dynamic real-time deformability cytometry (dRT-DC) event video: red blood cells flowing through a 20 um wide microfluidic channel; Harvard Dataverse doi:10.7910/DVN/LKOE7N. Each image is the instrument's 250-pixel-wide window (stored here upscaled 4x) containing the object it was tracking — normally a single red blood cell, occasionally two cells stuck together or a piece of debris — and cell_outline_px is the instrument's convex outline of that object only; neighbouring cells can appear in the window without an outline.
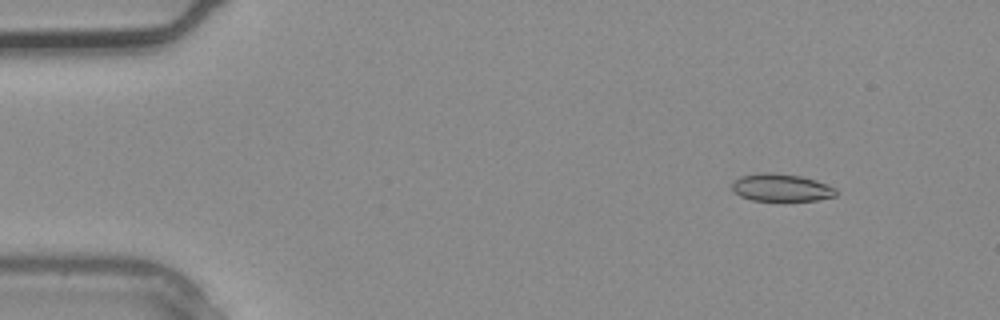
{"species": "common noctule bat (a hibernating species)", "species_latin": "Nyctalus noctula", "temperature_condition": "warm", "stored_images_in_passage": 4, "camera_frame_rate_fps": 3000, "um_per_image_px": 0.085, "animal": {"sex": "male", "body_mass_g": 20.4}, "frame": {"image": 1, "passage_image": 1, "time_ms": 0.0, "image_size_px": [1000, 320], "cell_outline_px": [[836, 196], [816, 200], [752, 200], [740, 196], [732, 192], [732, 180], [740, 176], [756, 172], [772, 172], [800, 176], [816, 180], [828, 184], [836, 188]], "centroid_in_image_um": [66.36, 15.93], "position_along_channel_um": 18.6, "area_um2": 16.88}}